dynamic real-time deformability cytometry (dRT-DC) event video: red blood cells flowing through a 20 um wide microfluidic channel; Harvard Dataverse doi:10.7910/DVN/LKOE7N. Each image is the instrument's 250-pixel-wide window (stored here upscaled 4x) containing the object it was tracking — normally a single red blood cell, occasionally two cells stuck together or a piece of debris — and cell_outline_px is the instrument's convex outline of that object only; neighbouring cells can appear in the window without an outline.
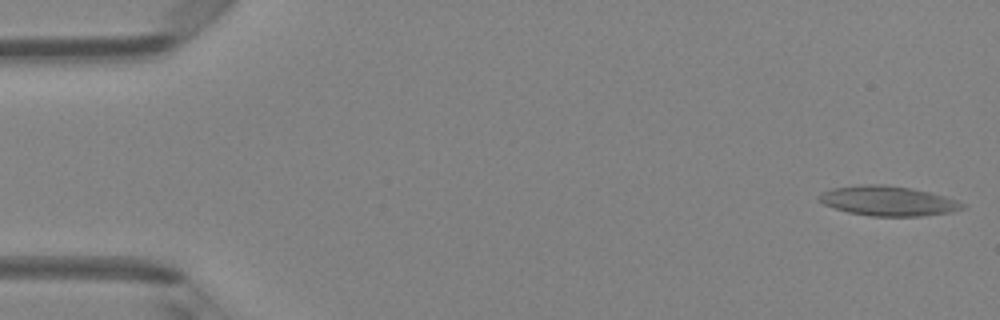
{"species": "Egyptian fruit bat (a non-hibernating species)", "species_latin": "Rousettus aegyptiacus", "temperature_condition": "room temperature", "stored_images_in_passage": 49, "camera_frame_rate_fps": 3000, "um_per_image_px": 0.085, "animal": {"sex": "female"}, "frame": {"image": 1, "passage_image": 1, "time_ms": 0.0, "image_size_px": [1000, 320], "cell_outline_px": [[968, 204], [964, 208], [952, 212], [920, 216], [872, 216], [848, 212], [824, 204], [816, 196], [832, 188], [860, 184], [884, 184], [912, 188], [944, 196]], "centroid_in_image_um": [75.51, 17.07], "position_along_channel_um": 9.5, "area_um2": 24.85}}
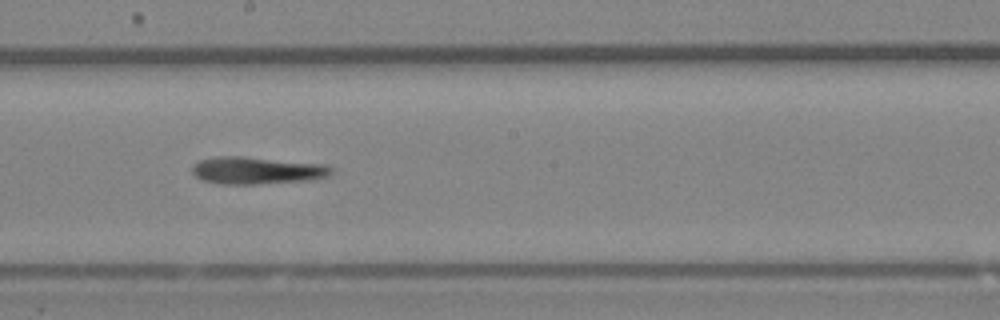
{"frame": {"image": 2, "passage_image": 27, "time_ms": 8.667, "image_size_px": [1000, 320], "cell_outline_px": [[332, 176], [316, 180], [256, 184], [220, 184], [204, 180], [196, 176], [192, 172], [192, 168], [200, 160], [216, 156], [240, 156], [328, 164], [332, 168]], "centroid_in_image_um": [21.93, 14.49], "position_along_channel_um": 226.3, "area_um2": 22.37}}
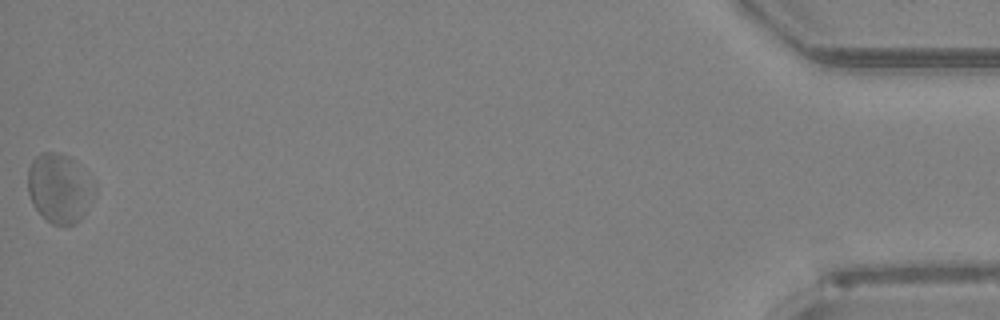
{"frame": {"image": 3, "passage_image": 49, "time_ms": 16.0, "image_size_px": [1000, 320], "cell_outline_px": [[96, 192], [84, 216], [80, 220], [72, 224], [52, 224], [32, 204], [28, 192], [28, 168], [32, 160], [40, 152], [56, 152], [68, 156], [72, 160], [96, 188]], "centroid_in_image_um": [5.03, 16.0], "position_along_channel_um": 430.2, "area_um2": 26.41}, "authors_computed_cell_mechanics": {"area_um2": 22.542, "velocity_mm_per_s": 4.0811, "shape_relaxation_time_tau1_ms": 2.1164, "shape_relaxation_time_tau2_ms": null, "deformation_change_tau1": 0.1326, "deformation_change_tau2": null}}